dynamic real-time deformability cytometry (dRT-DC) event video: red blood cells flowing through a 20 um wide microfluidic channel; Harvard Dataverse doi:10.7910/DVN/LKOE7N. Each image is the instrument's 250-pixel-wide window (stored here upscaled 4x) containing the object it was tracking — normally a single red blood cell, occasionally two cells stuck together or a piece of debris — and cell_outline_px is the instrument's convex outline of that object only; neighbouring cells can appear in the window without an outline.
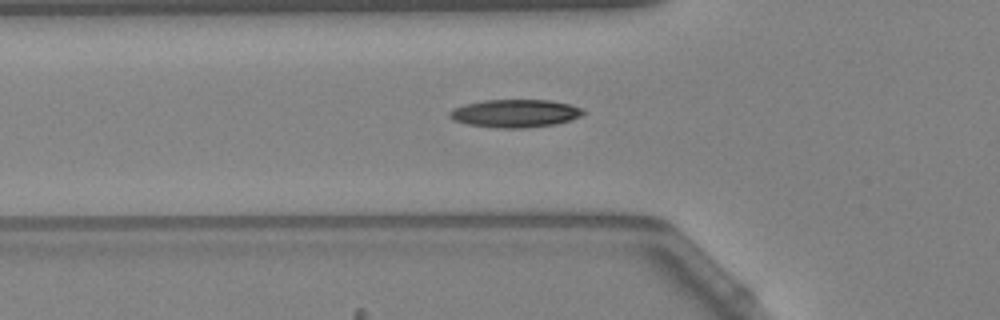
{"species": "Egyptian fruit bat (a non-hibernating species)", "species_latin": "Rousettus aegyptiacus", "temperature_condition": "warm", "stored_images_in_passage": 5, "camera_frame_rate_fps": 3000, "um_per_image_px": 0.085, "animal": {"sex": "female"}, "frame": {"image": 1, "passage_image": 4, "time_ms": 1.0, "image_size_px": [1000, 320], "cell_outline_px": [[584, 112], [580, 116], [568, 120], [552, 124], [524, 128], [500, 128], [468, 124], [456, 120], [448, 116], [448, 112], [452, 108], [464, 104], [484, 100], [552, 100], [572, 104], [580, 108]], "centroid_in_image_um": [43.75, 9.62], "position_along_channel_um": 82.1, "area_um2": 21.56}}